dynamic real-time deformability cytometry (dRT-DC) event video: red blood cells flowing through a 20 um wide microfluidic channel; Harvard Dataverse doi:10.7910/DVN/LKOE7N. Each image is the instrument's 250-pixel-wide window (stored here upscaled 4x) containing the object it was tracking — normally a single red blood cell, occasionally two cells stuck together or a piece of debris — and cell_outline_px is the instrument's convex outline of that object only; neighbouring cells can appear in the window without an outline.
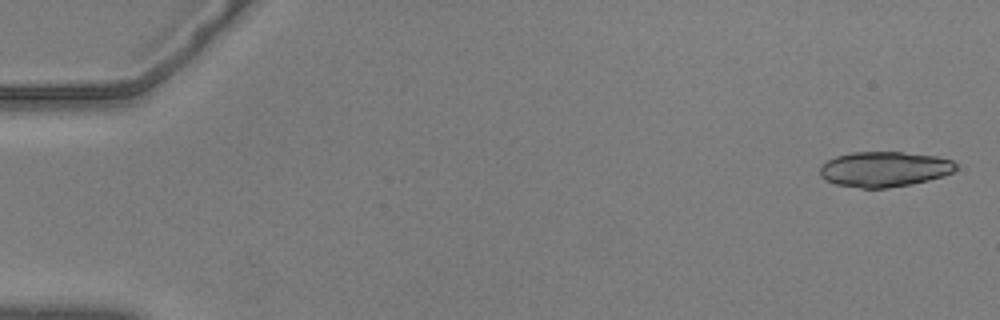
{"species": "common noctule bat (a hibernating species)", "species_latin": "Nyctalus noctula", "temperature_condition": "warm", "stored_images_in_passage": 4, "camera_frame_rate_fps": 3000, "um_per_image_px": 0.085, "animal": {"sex": "male", "body_mass_g": 20.5, "forearm_length_mm": 52.5}, "frame": {"image": 1, "passage_image": 2, "time_ms": 0.333, "image_size_px": [1000, 320], "cell_outline_px": [[956, 168], [952, 172], [944, 176], [912, 184], [888, 188], [860, 188], [836, 184], [824, 180], [820, 176], [820, 164], [836, 156], [852, 152], [900, 152], [936, 156], [952, 160], [956, 164]], "centroid_in_image_um": [75.14, 14.38], "position_along_channel_um": 9.9, "area_um2": 28.03}}